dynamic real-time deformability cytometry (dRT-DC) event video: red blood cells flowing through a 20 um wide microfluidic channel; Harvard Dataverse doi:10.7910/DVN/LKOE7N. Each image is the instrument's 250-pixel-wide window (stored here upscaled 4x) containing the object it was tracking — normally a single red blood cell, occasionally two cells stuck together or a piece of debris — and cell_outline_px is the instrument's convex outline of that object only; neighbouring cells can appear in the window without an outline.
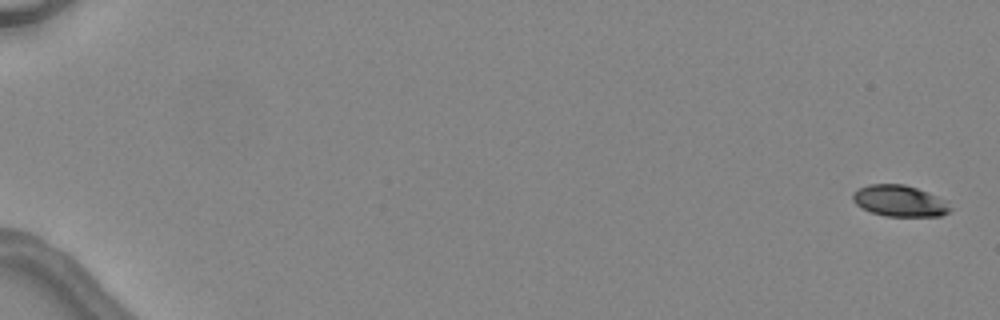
{"species": "common noctule bat (a hibernating species)", "species_latin": "Nyctalus noctula", "temperature_condition": "warm", "stored_images_in_passage": 3, "camera_frame_rate_fps": 3000, "um_per_image_px": 0.085, "animal": {"sex": "female", "body_mass_g": 24.6, "forearm_length_mm": 56.2}, "frame": {"image": 1, "passage_image": 1, "time_ms": 0.0, "image_size_px": [1000, 320], "cell_outline_px": [[952, 208], [948, 212], [940, 216], [884, 216], [872, 212], [856, 204], [852, 200], [852, 192], [868, 184], [904, 184], [916, 188], [948, 200]], "centroid_in_image_um": [76.49, 17.07], "position_along_channel_um": 8.5, "area_um2": 17.8}}